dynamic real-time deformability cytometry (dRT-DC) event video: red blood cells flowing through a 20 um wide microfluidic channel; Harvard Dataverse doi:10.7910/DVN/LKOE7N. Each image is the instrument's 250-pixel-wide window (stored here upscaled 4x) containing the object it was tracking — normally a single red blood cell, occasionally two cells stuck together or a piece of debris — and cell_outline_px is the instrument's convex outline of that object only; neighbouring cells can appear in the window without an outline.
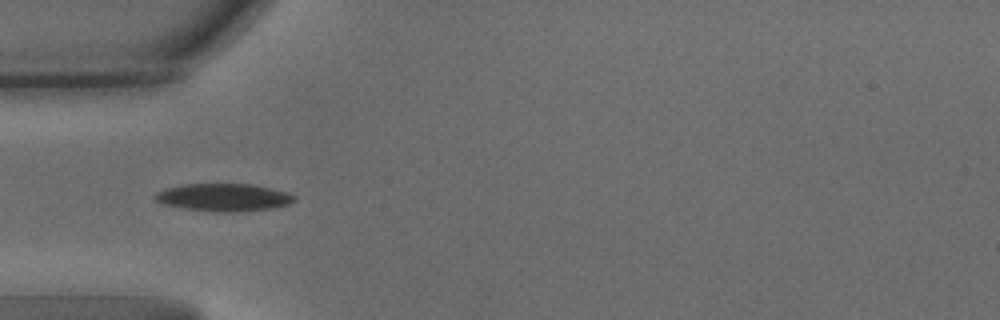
{"species": "common noctule bat (a hibernating species)", "species_latin": "Nyctalus noctula", "temperature_condition": "warm", "stored_images_in_passage": 26, "camera_frame_rate_fps": 3000, "um_per_image_px": 0.085, "animal": {"sex": "male", "body_mass_g": 15.6}, "frame": {"image": 1, "passage_image": 5, "time_ms": 1.333, "image_size_px": [1000, 320], "cell_outline_px": [[296, 200], [288, 204], [272, 208], [240, 212], [212, 212], [180, 208], [164, 204], [156, 200], [156, 192], [164, 188], [184, 184], [248, 184], [288, 192], [296, 196]], "centroid_in_image_um": [19.0, 16.79], "position_along_channel_um": 66.0, "area_um2": 22.48}}
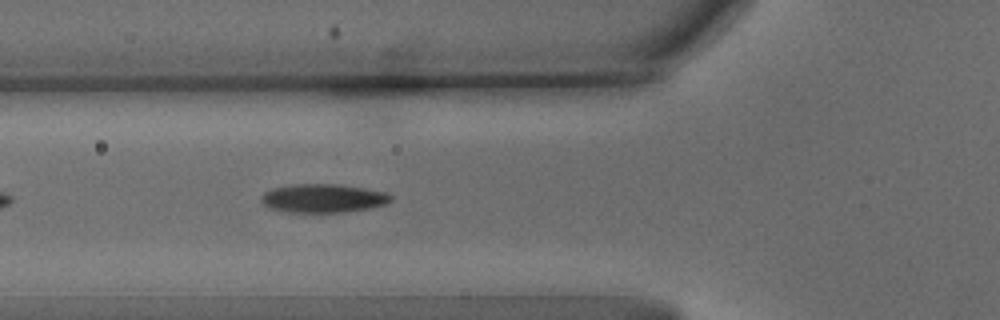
{"frame": {"image": 2, "passage_image": 8, "time_ms": 2.333, "image_size_px": [1000, 320], "cell_outline_px": [[392, 200], [388, 204], [368, 208], [344, 212], [288, 212], [268, 208], [260, 200], [260, 196], [264, 192], [272, 188], [292, 184], [336, 184], [364, 188], [388, 192], [392, 196]], "centroid_in_image_um": [27.46, 16.85], "position_along_channel_um": 98.3, "area_um2": 21.79}}
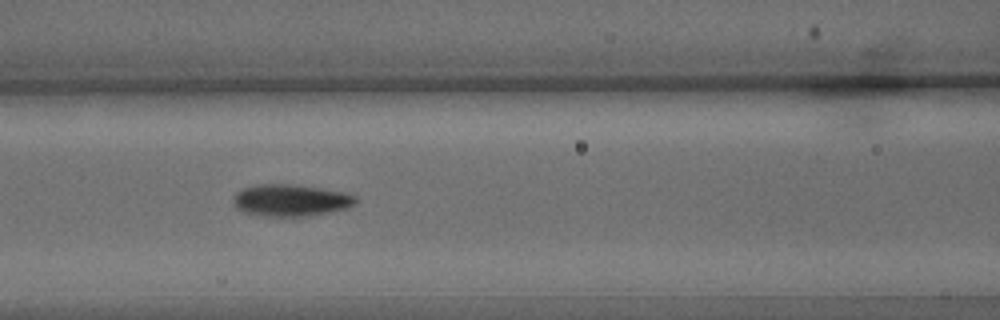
{"frame": {"image": 3, "passage_image": 12, "time_ms": 3.667, "image_size_px": [1000, 320], "cell_outline_px": [[356, 200], [352, 204], [344, 208], [328, 212], [304, 216], [272, 216], [244, 212], [236, 208], [232, 200], [236, 192], [244, 188], [256, 184], [292, 184], [320, 188], [344, 192], [356, 196]], "centroid_in_image_um": [24.66, 17.01], "position_along_channel_um": 141.9, "area_um2": 22.37}}